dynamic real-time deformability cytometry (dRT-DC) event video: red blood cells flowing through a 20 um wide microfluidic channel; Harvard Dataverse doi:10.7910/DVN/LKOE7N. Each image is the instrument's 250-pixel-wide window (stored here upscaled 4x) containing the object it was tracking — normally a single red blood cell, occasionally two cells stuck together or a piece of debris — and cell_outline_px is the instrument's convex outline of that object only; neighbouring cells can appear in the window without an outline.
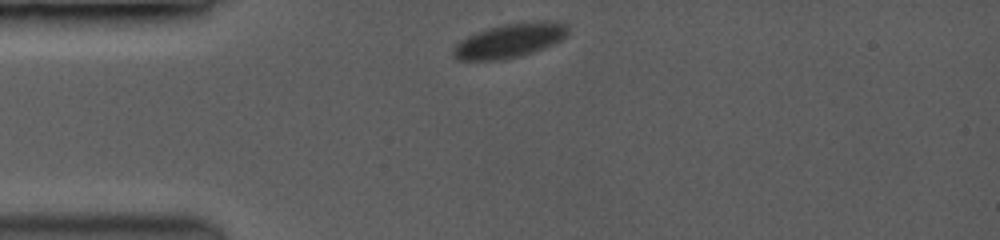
{"species": "common noctule bat (a hibernating species)", "species_latin": "Nyctalus noctula", "temperature_condition": "room temperature", "stored_images_in_passage": 24, "camera_frame_rate_fps": 3500, "um_per_image_px": 0.085, "animal": {"sex": "female", "body_mass_g": 19.0, "forearm_length_mm": 53.3}, "frame": {"image": 1, "passage_image": 1, "time_ms": 0.0, "image_size_px": [1000, 240], "cell_outline_px": [[568, 32], [560, 40], [552, 44], [516, 56], [496, 60], [460, 60], [452, 52], [452, 48], [460, 40], [476, 32], [488, 28], [504, 24], [532, 20], [552, 20], [564, 24]], "centroid_in_image_um": [43.29, 3.41], "position_along_channel_um": 41.7, "area_um2": 22.37}}
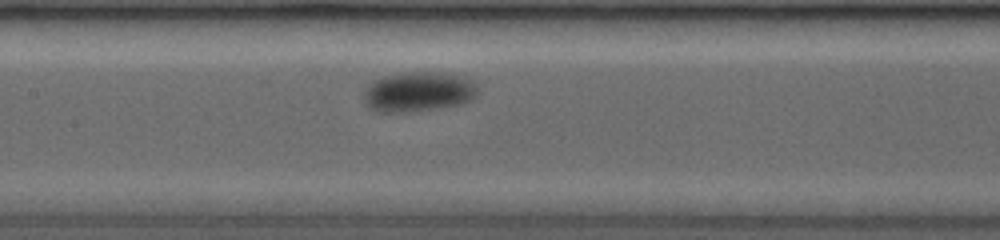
{"frame": {"image": 2, "passage_image": 10, "time_ms": 4.286, "image_size_px": [1000, 240], "cell_outline_px": [[476, 88], [472, 96], [464, 100], [452, 104], [424, 108], [388, 112], [384, 112], [372, 108], [368, 104], [368, 84], [372, 80], [384, 76], [404, 72], [452, 72], [464, 76], [472, 80]], "centroid_in_image_um": [35.56, 7.71], "position_along_channel_um": 171.8, "area_um2": 24.91}}
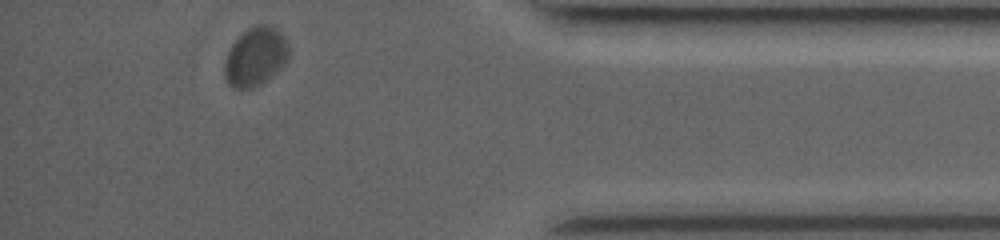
{"frame": {"image": 3, "passage_image": 24, "time_ms": 11.429, "image_size_px": [1000, 240], "cell_outline_px": [[288, 56], [284, 64], [280, 68], [260, 84], [252, 88], [232, 88], [228, 84], [224, 76], [224, 64], [228, 52], [232, 44], [248, 28], [276, 28], [284, 36], [288, 44]], "centroid_in_image_um": [21.69, 4.87], "position_along_channel_um": 413.5, "area_um2": 21.21}, "authors_computed_cell_mechanics": {"area_um2": 22.9755, "velocity_mm_per_s": 3.6454, "shape_relaxation_time_tau1_ms": 0.8167, "shape_relaxation_time_tau2_ms": null, "deformation_change_tau1": 0.0543, "deformation_change_tau2": null}}